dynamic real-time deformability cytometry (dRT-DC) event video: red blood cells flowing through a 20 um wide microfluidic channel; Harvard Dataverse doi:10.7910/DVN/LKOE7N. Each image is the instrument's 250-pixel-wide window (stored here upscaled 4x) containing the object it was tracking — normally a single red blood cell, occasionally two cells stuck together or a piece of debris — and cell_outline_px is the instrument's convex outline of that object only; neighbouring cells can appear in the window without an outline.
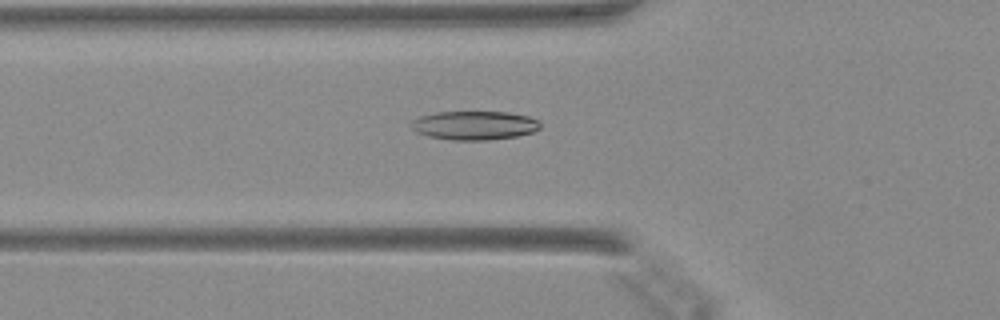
{"species": "Egyptian fruit bat (a non-hibernating species)", "species_latin": "Rousettus aegyptiacus", "temperature_condition": "warm", "stored_images_in_passage": 48, "camera_frame_rate_fps": 3000, "um_per_image_px": 0.085, "animal": {"sex": "female"}, "frame": {"image": 1, "passage_image": 17, "time_ms": 5.333, "image_size_px": [1000, 320], "cell_outline_px": [[540, 128], [532, 132], [516, 136], [488, 140], [452, 140], [428, 136], [416, 132], [408, 124], [412, 120], [420, 116], [436, 112], [508, 112], [528, 116], [536, 120], [540, 124]], "centroid_in_image_um": [40.28, 10.66], "position_along_channel_um": 85.5, "area_um2": 21.68}}
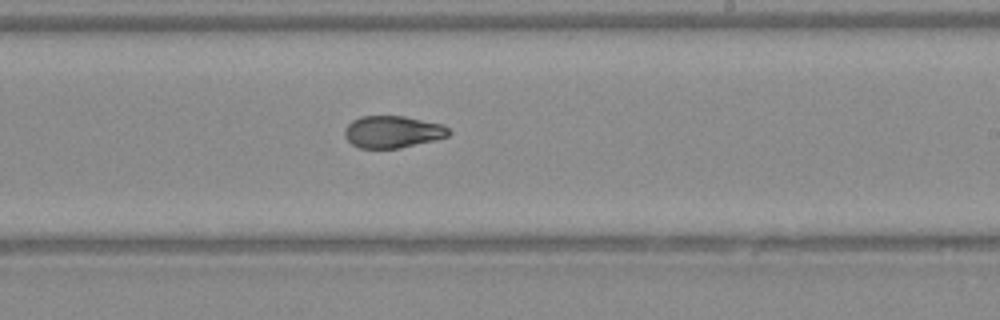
{"frame": {"image": 2, "passage_image": 29, "time_ms": 9.333, "image_size_px": [1000, 320], "cell_outline_px": [[452, 132], [448, 136], [436, 140], [400, 148], [360, 148], [352, 144], [344, 136], [344, 128], [352, 120], [360, 116], [404, 116], [444, 124]], "centroid_in_image_um": [33.39, 11.2], "position_along_channel_um": 255.6, "area_um2": 19.65}}
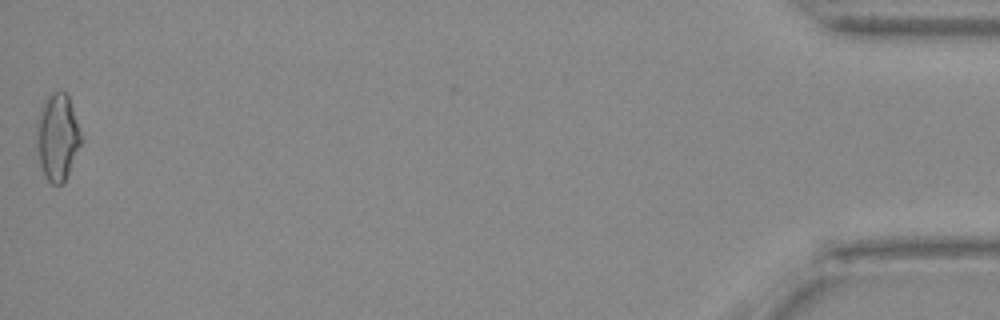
{"frame": {"image": 3, "passage_image": 48, "time_ms": 15.667, "image_size_px": [1000, 320], "cell_outline_px": [[84, 140], [64, 184], [52, 184], [44, 176], [40, 164], [36, 144], [36, 128], [44, 100], [52, 92], [64, 92], [68, 96]], "centroid_in_image_um": [4.91, 11.71], "position_along_channel_um": 430.3, "area_um2": 22.66}}